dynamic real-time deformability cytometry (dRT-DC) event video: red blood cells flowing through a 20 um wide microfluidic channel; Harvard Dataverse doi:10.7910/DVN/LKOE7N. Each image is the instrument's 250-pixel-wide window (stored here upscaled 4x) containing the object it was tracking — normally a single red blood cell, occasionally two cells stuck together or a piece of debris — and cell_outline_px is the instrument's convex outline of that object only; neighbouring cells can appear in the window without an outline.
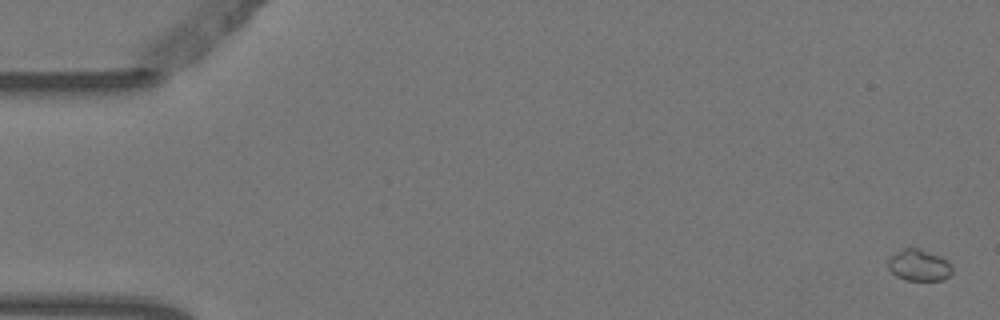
{"species": "Egyptian fruit bat (a non-hibernating species)", "species_latin": "Rousettus aegyptiacus", "temperature_condition": "warm", "stored_images_in_passage": 5, "camera_frame_rate_fps": 3000, "um_per_image_px": 0.085, "animal": {"sex": "female"}, "frame": {"image": 1, "passage_image": 1, "time_ms": 0.0, "image_size_px": [1000, 320], "cell_outline_px": [[952, 272], [944, 280], [904, 280], [896, 276], [888, 268], [888, 260], [892, 256], [904, 248], [920, 248], [940, 256], [948, 260], [952, 264]], "centroid_in_image_um": [78.14, 22.55], "position_along_channel_um": 6.9, "area_um2": 11.79}}
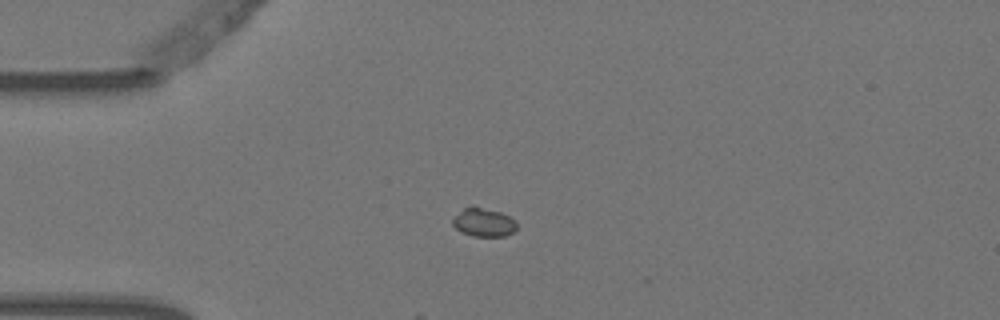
{"frame": {"image": 2, "passage_image": 4, "time_ms": 1.0, "image_size_px": [1000, 320], "cell_outline_px": [[516, 228], [512, 232], [504, 236], [472, 236], [460, 232], [452, 224], [452, 216], [464, 208], [472, 204], [500, 212], [516, 220]], "centroid_in_image_um": [41.06, 18.87], "position_along_channel_um": 43.9, "area_um2": 10.87}}